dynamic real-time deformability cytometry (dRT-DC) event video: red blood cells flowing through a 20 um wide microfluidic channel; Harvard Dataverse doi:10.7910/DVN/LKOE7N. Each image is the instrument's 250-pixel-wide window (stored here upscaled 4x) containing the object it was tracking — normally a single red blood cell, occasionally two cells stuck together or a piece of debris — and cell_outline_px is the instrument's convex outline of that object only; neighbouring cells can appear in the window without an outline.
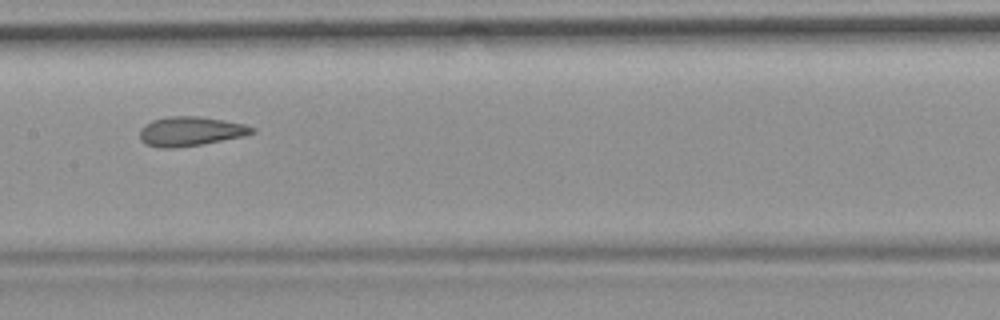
{"species": "common noctule bat (a hibernating species)", "species_latin": "Nyctalus noctula", "temperature_condition": "room temperature", "stored_images_in_passage": 11, "camera_frame_rate_fps": 3000, "um_per_image_px": 0.085, "animal": {"sex": "female", "body_mass_g": 19.9}, "frame": {"image": 1, "passage_image": 4, "time_ms": 3.333, "image_size_px": [1000, 320], "cell_outline_px": [[256, 132], [244, 136], [200, 144], [172, 148], [160, 148], [148, 144], [140, 140], [140, 128], [144, 124], [152, 120], [168, 116], [196, 116], [224, 120], [244, 124], [256, 128]], "centroid_in_image_um": [16.18, 11.15], "position_along_channel_um": 191.2, "area_um2": 19.13}, "authors_computed_cell_mechanics": {"area_um2": 19.5364, "velocity_mm_per_s": 3.6917, "shape_relaxation_time_tau1_ms": null, "shape_relaxation_time_tau2_ms": 1.5744, "deformation_change_tau1": null, "deformation_change_tau2": 0.0723}}